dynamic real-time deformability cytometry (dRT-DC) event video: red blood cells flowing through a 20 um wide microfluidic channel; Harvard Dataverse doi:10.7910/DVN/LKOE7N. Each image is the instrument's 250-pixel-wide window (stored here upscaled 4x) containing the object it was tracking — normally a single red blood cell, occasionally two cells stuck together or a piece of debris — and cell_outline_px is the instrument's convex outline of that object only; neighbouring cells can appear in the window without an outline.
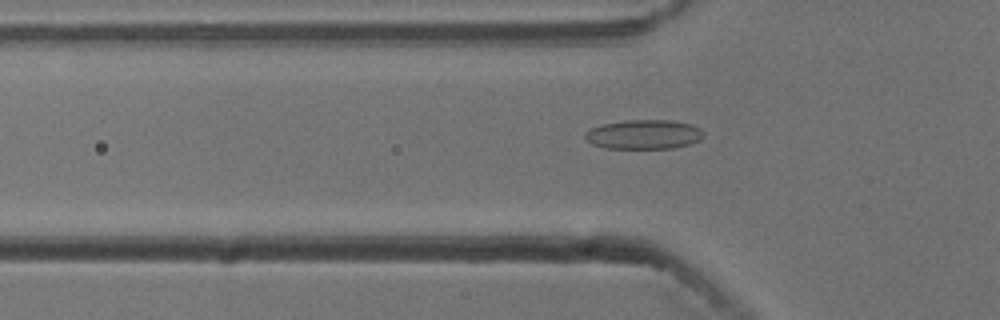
{"species": "common noctule bat (a hibernating species)", "species_latin": "Nyctalus noctula", "temperature_condition": "cold", "stored_images_in_passage": 45, "camera_frame_rate_fps": 3000, "um_per_image_px": 0.085, "animal": {"sex": "male", "body_mass_g": 13.3}, "frame": {"image": 1, "passage_image": 7, "time_ms": 2.0, "image_size_px": [1000, 320], "cell_outline_px": [[704, 136], [700, 140], [692, 144], [672, 148], [604, 148], [592, 144], [584, 136], [584, 132], [588, 128], [604, 124], [628, 120], [668, 120], [692, 124], [700, 128], [704, 132]], "centroid_in_image_um": [54.74, 11.43], "position_along_channel_um": 71.1, "area_um2": 20.4}}
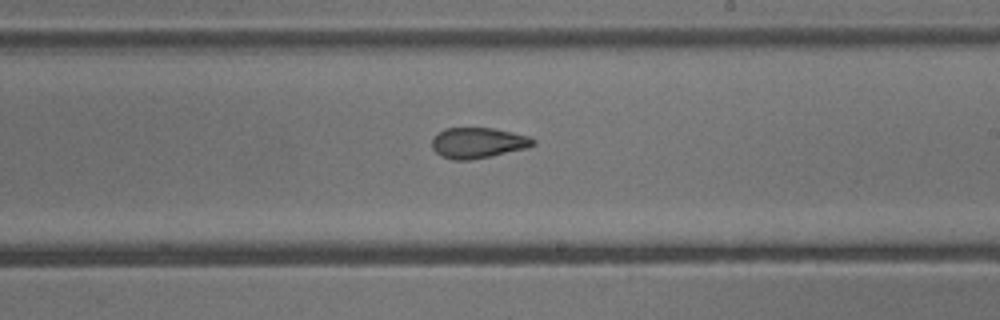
{"frame": {"image": 2, "passage_image": 21, "time_ms": 6.667, "image_size_px": [1000, 320], "cell_outline_px": [[536, 144], [528, 148], [492, 156], [468, 160], [452, 160], [440, 156], [432, 148], [432, 136], [436, 132], [444, 128], [492, 128], [512, 132], [528, 136], [536, 140]], "centroid_in_image_um": [40.6, 12.14], "position_along_channel_um": 248.4, "area_um2": 18.32}}
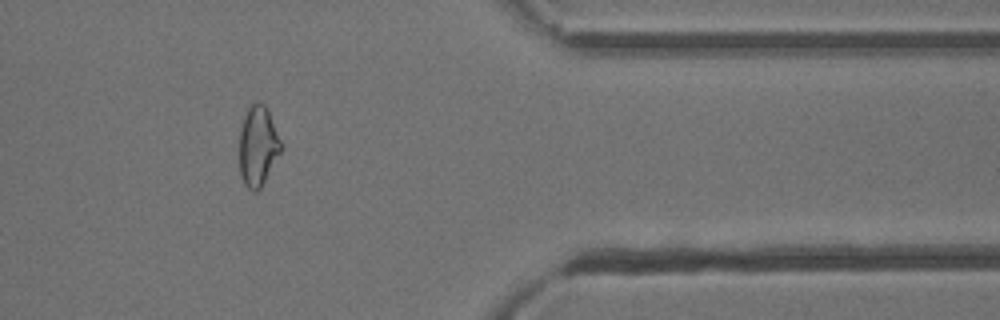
{"frame": {"image": 3, "passage_image": 34, "time_ms": 11.0, "image_size_px": [1000, 320], "cell_outline_px": [[284, 148], [260, 188], [256, 192], [252, 192], [244, 184], [240, 172], [240, 128], [244, 116], [248, 108], [256, 100], [264, 104], [268, 108]], "centroid_in_image_um": [21.95, 12.39], "position_along_channel_um": 389.5, "area_um2": 19.65}}